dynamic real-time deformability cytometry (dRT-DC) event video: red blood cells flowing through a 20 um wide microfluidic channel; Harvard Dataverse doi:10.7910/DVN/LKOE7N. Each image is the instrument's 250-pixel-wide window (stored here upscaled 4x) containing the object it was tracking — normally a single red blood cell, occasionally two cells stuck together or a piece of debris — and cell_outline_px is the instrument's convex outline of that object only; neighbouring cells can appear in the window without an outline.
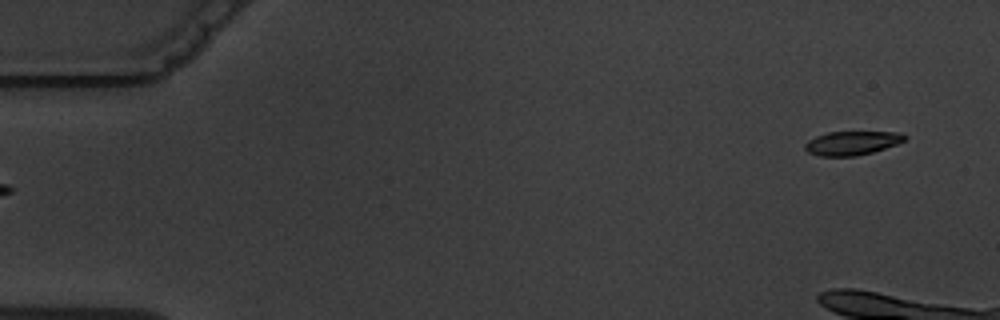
{"species": "common noctule bat (a hibernating species)", "species_latin": "Nyctalus noctula", "temperature_condition": "warm", "stored_images_in_passage": 2, "segment_of_instrument_passage": [2, 2], "camera_frame_rate_fps": 3000, "um_per_image_px": 0.085, "animal": {"sex": "male", "body_mass_g": 19.5, "forearm_length_mm": 54.6}, "frame": {"image": 1, "passage_image": 2, "time_ms": 2.0, "image_size_px": [1000, 320], "cell_outline_px": [[908, 136], [904, 140], [896, 144], [872, 152], [856, 156], [820, 156], [808, 152], [804, 148], [804, 144], [808, 140], [816, 136], [828, 132], [900, 132]], "centroid_in_image_um": [72.4, 12.15], "position_along_channel_um": 12.6, "area_um2": 13.81}}